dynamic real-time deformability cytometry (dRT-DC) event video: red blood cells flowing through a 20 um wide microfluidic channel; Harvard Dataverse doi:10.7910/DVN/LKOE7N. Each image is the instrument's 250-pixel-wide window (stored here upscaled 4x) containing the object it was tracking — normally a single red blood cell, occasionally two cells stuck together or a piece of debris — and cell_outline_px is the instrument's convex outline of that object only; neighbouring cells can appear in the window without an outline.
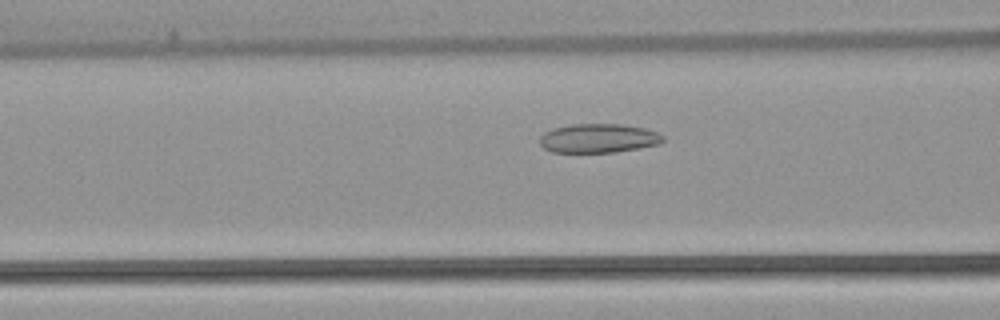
{"species": "common noctule bat (a hibernating species)", "species_latin": "Nyctalus noctula", "temperature_condition": "warm", "stored_images_in_passage": 52, "camera_frame_rate_fps": 3000, "um_per_image_px": 0.085, "animal": {"sex": "female", "body_mass_g": 22.7, "forearm_length_mm": 54.2}, "frame": {"image": 1, "passage_image": 20, "time_ms": 6.333, "image_size_px": [1000, 320], "cell_outline_px": [[664, 140], [660, 144], [640, 148], [616, 152], [552, 152], [544, 148], [540, 144], [540, 136], [544, 132], [552, 128], [572, 124], [620, 124], [644, 128], [656, 132], [664, 136]], "centroid_in_image_um": [50.86, 11.75], "position_along_channel_um": 115.7, "area_um2": 20.92}}
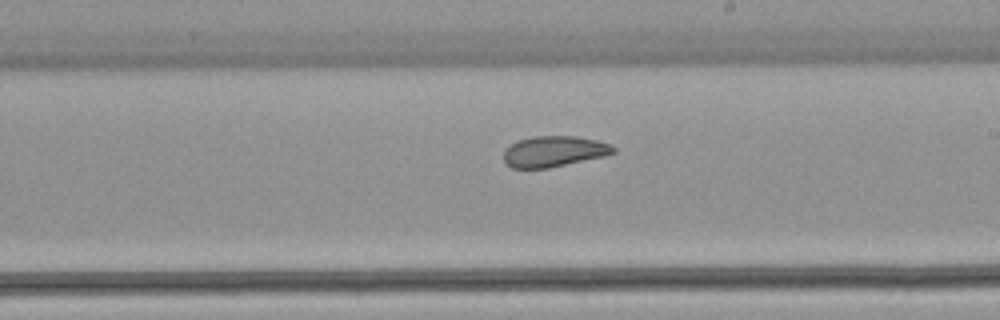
{"frame": {"image": 2, "passage_image": 30, "time_ms": 9.667, "image_size_px": [1000, 320], "cell_outline_px": [[616, 152], [604, 156], [548, 168], [512, 168], [504, 160], [504, 152], [512, 144], [520, 140], [532, 136], [576, 136], [596, 140], [612, 144], [616, 148]], "centroid_in_image_um": [47.13, 12.86], "position_along_channel_um": 241.9, "area_um2": 19.54}}
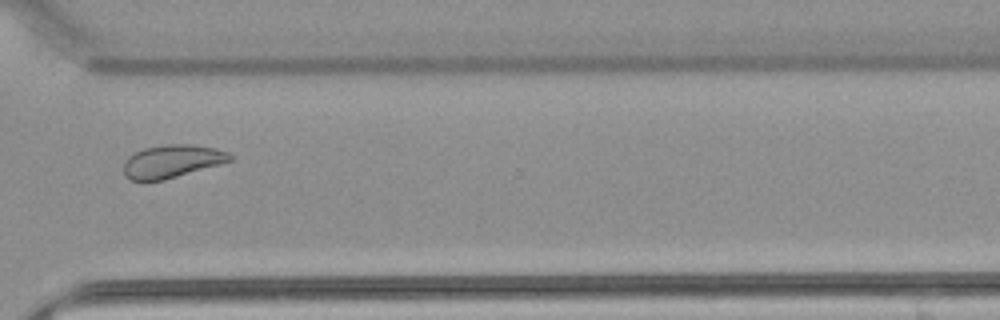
{"frame": {"image": 3, "passage_image": 39, "time_ms": 12.667, "image_size_px": [1000, 320], "cell_outline_px": [[232, 160], [220, 164], [164, 180], [144, 184], [132, 180], [124, 176], [124, 160], [128, 156], [144, 148], [164, 144], [192, 144], [216, 148], [228, 152], [232, 156]], "centroid_in_image_um": [14.56, 13.73], "position_along_channel_um": 356.0, "area_um2": 20.87}, "authors_computed_cell_mechanics": {"area_um2": 23.1778, "velocity_mm_per_s": 3.7935, "shape_relaxation_time_tau1_ms": null, "shape_relaxation_time_tau2_ms": 2.0506, "deformation_change_tau1": null, "deformation_change_tau2": 0.0724}}